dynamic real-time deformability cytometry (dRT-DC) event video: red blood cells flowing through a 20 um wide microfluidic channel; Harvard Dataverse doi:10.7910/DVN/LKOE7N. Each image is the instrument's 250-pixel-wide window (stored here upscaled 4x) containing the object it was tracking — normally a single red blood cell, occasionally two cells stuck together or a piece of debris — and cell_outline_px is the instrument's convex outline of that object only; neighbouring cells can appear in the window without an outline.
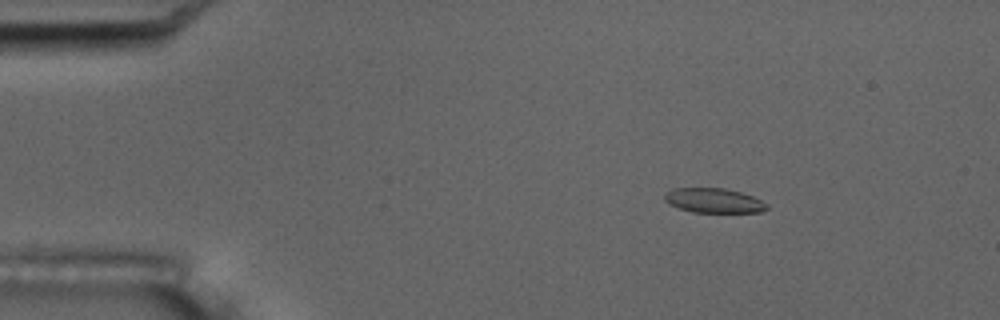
{"species": "common noctule bat (a hibernating species)", "species_latin": "Nyctalus noctula", "temperature_condition": "room temperature", "stored_images_in_passage": 4, "camera_frame_rate_fps": 3000, "um_per_image_px": 0.085, "animal": {"sex": "male", "body_mass_g": 17.5, "forearm_length_mm": 52.3}, "frame": {"image": 1, "passage_image": 2, "time_ms": 1.0, "image_size_px": [1000, 320], "cell_outline_px": [[768, 208], [760, 212], [692, 212], [668, 204], [664, 200], [664, 192], [672, 188], [724, 188], [740, 192], [752, 196], [768, 204]], "centroid_in_image_um": [60.63, 17.04], "position_along_channel_um": 24.4, "area_um2": 14.68}}